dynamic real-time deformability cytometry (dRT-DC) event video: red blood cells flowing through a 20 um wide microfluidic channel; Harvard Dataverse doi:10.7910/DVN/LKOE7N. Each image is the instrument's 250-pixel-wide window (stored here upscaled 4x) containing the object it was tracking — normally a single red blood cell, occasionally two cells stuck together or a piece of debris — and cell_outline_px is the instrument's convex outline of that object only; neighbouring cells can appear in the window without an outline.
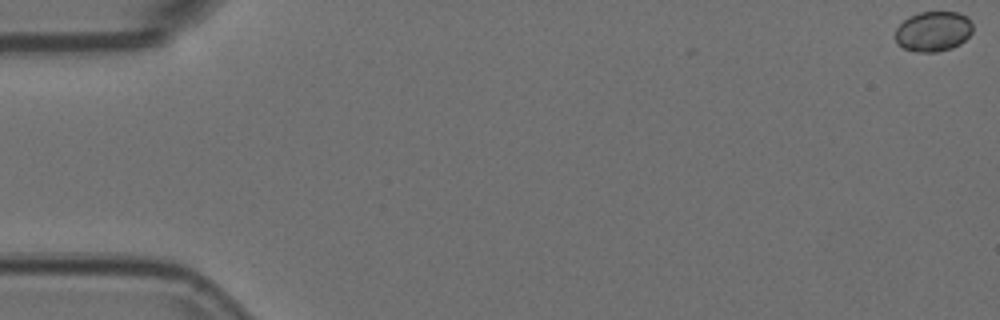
{"species": "Egyptian fruit bat (a non-hibernating species)", "species_latin": "Rousettus aegyptiacus", "temperature_condition": "room temperature", "stored_images_in_passage": 9, "camera_frame_rate_fps": 3000, "um_per_image_px": 0.085, "animal": {"sex": "female"}, "frame": {"image": 1, "passage_image": 1, "time_ms": 0.0, "image_size_px": [1000, 320], "cell_outline_px": [[972, 32], [960, 44], [952, 48], [936, 52], [916, 52], [904, 48], [896, 40], [896, 28], [908, 16], [920, 12], [960, 12], [972, 24]], "centroid_in_image_um": [79.32, 2.66], "position_along_channel_um": 5.7, "area_um2": 17.98}}